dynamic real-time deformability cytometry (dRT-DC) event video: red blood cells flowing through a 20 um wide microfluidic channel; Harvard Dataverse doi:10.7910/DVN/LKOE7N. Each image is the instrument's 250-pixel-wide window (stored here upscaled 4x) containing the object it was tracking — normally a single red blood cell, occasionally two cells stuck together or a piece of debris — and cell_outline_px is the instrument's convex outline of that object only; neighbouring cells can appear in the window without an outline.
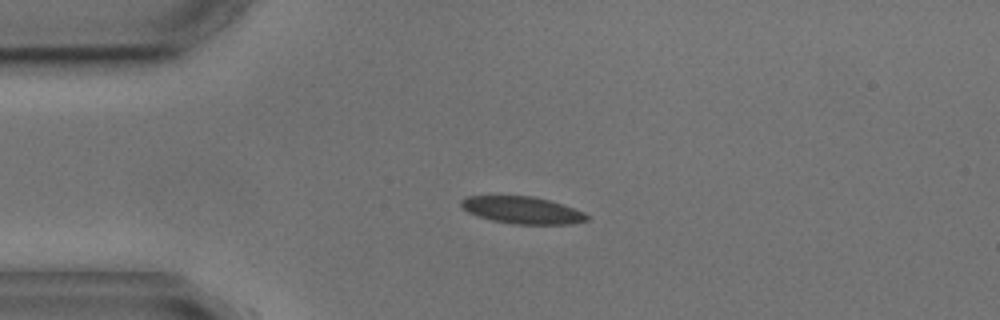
{"species": "common noctule bat (a hibernating species)", "species_latin": "Nyctalus noctula", "temperature_condition": "cold", "stored_images_in_passage": 8, "camera_frame_rate_fps": 3000, "um_per_image_px": 0.085, "animal": {"sex": "male", "body_mass_g": 17.9, "forearm_length_mm": 54.2}, "frame": {"image": 1, "passage_image": 4, "time_ms": 3.333, "image_size_px": [1000, 320], "cell_outline_px": [[588, 220], [572, 224], [512, 224], [492, 220], [476, 216], [468, 212], [460, 204], [460, 200], [468, 196], [532, 196], [548, 200], [584, 212], [588, 216]], "centroid_in_image_um": [44.37, 17.87], "position_along_channel_um": 40.6, "area_um2": 19.71}}